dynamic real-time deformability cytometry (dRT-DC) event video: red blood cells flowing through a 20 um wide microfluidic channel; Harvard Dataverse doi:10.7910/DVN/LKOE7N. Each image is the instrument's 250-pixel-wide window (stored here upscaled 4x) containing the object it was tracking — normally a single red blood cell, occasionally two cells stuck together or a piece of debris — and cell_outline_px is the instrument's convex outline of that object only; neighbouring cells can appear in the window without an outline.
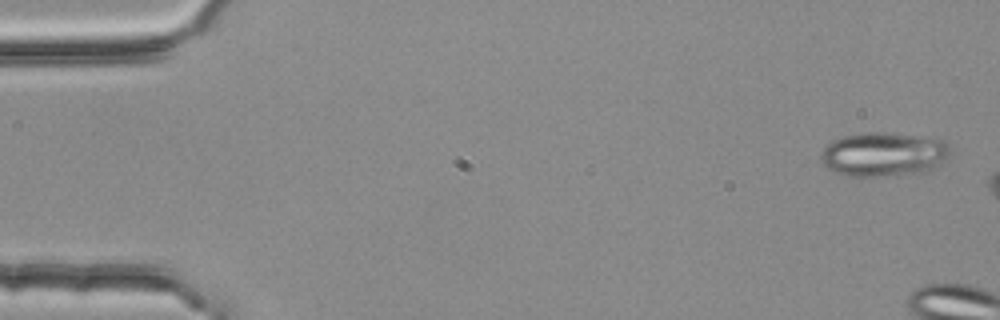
{"species": "common noctule bat (a hibernating species)", "species_latin": "Nyctalus noctula", "temperature_condition": "room temperature", "stored_images_in_passage": 3, "camera_frame_rate_fps": 3000, "um_per_image_px": 0.085, "animal": {"sex": "female", "body_mass_g": 25.1}, "frame": {"image": 1, "passage_image": 1, "time_ms": 0.0, "image_size_px": [1000, 320], "cell_outline_px": [[952, 148], [948, 156], [932, 168], [920, 172], [884, 176], [844, 176], [828, 168], [820, 160], [820, 156], [824, 148], [832, 140], [840, 136], [864, 132], [876, 132], [944, 140]], "centroid_in_image_um": [75.04, 13.11], "position_along_channel_um": 10.0, "area_um2": 32.83}}